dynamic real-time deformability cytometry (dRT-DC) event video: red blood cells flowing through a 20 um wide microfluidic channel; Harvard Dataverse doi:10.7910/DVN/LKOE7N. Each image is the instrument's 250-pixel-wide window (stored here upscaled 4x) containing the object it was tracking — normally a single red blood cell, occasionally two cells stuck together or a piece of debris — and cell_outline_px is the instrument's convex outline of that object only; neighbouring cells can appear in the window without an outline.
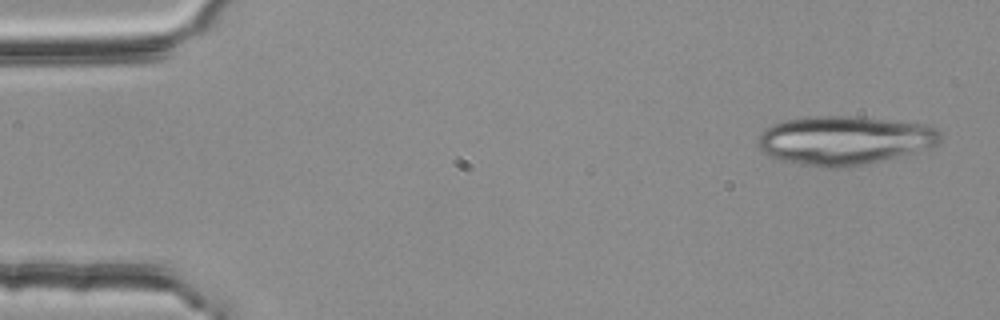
{"species": "common noctule bat (a hibernating species)", "species_latin": "Nyctalus noctula", "temperature_condition": "room temperature", "stored_images_in_passage": 4, "camera_frame_rate_fps": 3000, "um_per_image_px": 0.085, "animal": {"sex": "female", "body_mass_g": 25.1}, "frame": {"image": 1, "passage_image": 1, "time_ms": 0.0, "image_size_px": [1000, 320], "cell_outline_px": [[940, 140], [936, 144], [928, 148], [884, 160], [864, 164], [836, 168], [824, 168], [800, 164], [780, 160], [768, 156], [756, 144], [760, 132], [764, 128], [788, 120], [804, 116], [864, 116], [932, 124], [940, 132]], "centroid_in_image_um": [71.78, 11.91], "position_along_channel_um": 13.2, "area_um2": 52.42}}